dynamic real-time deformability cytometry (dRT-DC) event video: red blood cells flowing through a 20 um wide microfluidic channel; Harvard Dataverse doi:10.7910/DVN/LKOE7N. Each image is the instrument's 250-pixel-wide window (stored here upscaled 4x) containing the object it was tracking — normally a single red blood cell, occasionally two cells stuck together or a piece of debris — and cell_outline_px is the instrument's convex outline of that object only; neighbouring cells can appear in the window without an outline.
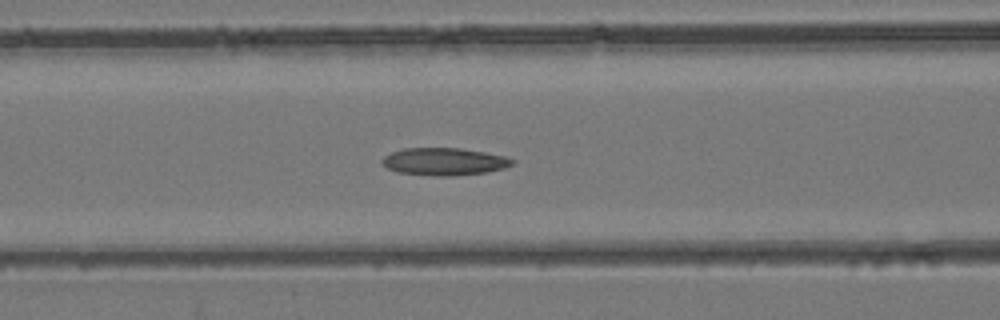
{"species": "common noctule bat (a hibernating species)", "species_latin": "Nyctalus noctula", "temperature_condition": "room temperature", "stored_images_in_passage": 39, "camera_frame_rate_fps": 3000, "um_per_image_px": 0.085, "animal": {"sex": "female", "body_mass_g": 24.6, "forearm_length_mm": 56.2}, "frame": {"image": 1, "passage_image": 14, "time_ms": 4.333, "image_size_px": [1000, 320], "cell_outline_px": [[516, 160], [512, 164], [504, 168], [488, 172], [452, 176], [432, 176], [396, 172], [388, 168], [380, 160], [384, 156], [392, 152], [404, 148], [460, 148], [484, 152], [504, 156]], "centroid_in_image_um": [37.75, 13.74], "position_along_channel_um": 128.8, "area_um2": 20.87}}
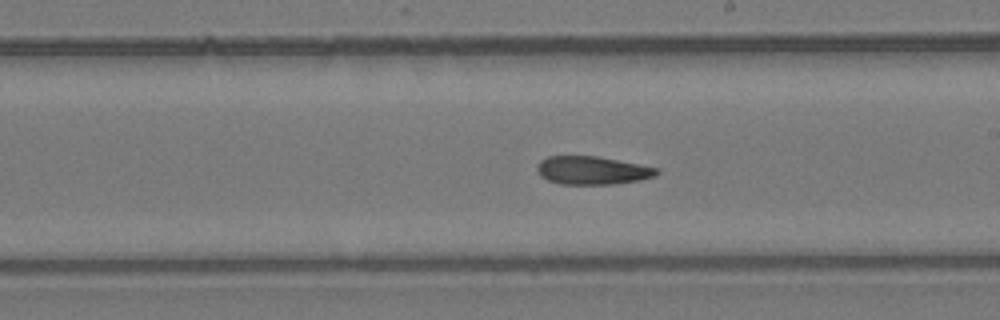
{"frame": {"image": 2, "passage_image": 21, "time_ms": 6.667, "image_size_px": [1000, 320], "cell_outline_px": [[660, 172], [656, 176], [640, 180], [612, 184], [560, 184], [548, 180], [540, 176], [536, 172], [536, 168], [540, 160], [548, 156], [596, 156], [660, 168]], "centroid_in_image_um": [50.34, 14.48], "position_along_channel_um": 238.7, "area_um2": 19.77}}
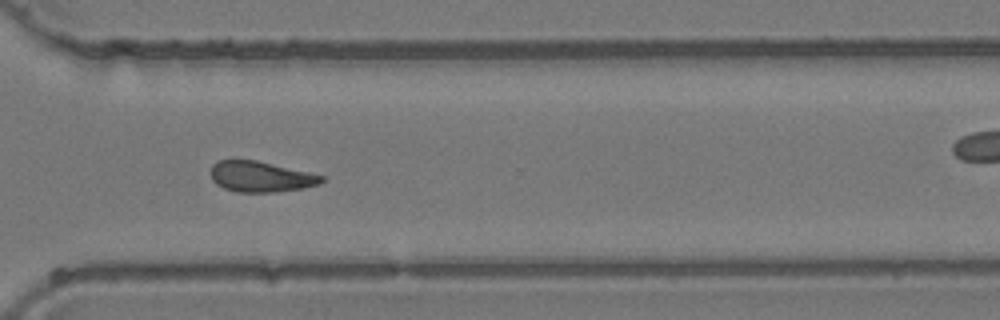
{"frame": {"image": 3, "passage_image": 28, "time_ms": 9.0, "image_size_px": [1000, 320], "cell_outline_px": [[324, 180], [320, 184], [304, 188], [272, 192], [236, 192], [224, 188], [216, 184], [212, 180], [208, 172], [212, 164], [220, 160], [256, 160], [308, 172], [324, 176]], "centroid_in_image_um": [22.11, 15.02], "position_along_channel_um": 348.5, "area_um2": 19.88}}